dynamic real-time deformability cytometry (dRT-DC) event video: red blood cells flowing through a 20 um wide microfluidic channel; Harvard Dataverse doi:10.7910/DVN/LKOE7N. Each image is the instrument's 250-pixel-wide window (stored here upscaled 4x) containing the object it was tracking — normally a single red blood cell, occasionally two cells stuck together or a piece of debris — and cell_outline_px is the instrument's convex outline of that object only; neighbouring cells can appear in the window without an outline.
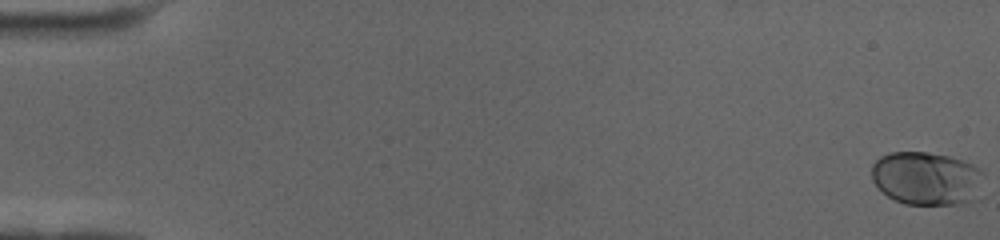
{"species": "human", "species_latin": "Homo sapiens", "temperature_condition": "cold", "stored_images_in_passage": 60, "camera_frame_rate_fps": 3000, "um_per_image_px": 0.085, "donor": {"sex": "female"}, "frame": {"image": 1, "passage_image": 1, "time_ms": 0.0, "image_size_px": [1000, 240], "cell_outline_px": [[984, 172], [980, 200], [964, 204], [904, 204], [888, 196], [872, 180], [872, 164], [880, 156], [888, 152], [928, 152], [948, 156], [964, 160], [980, 168]], "centroid_in_image_um": [78.84, 15.17], "position_along_channel_um": 6.2, "area_um2": 35.55}}
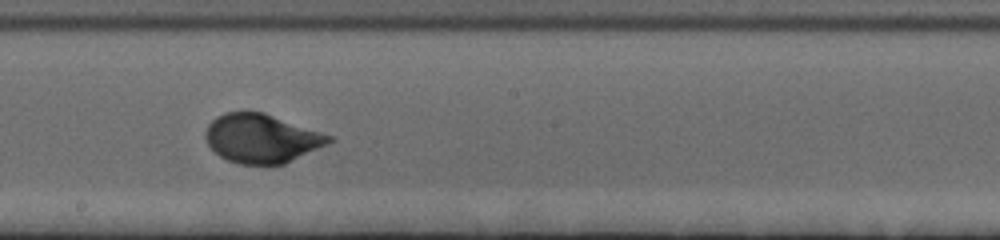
{"frame": {"image": 2, "passage_image": 35, "time_ms": 11.333, "image_size_px": [1000, 240], "cell_outline_px": [[336, 140], [328, 144], [284, 164], [240, 164], [228, 160], [220, 156], [208, 144], [204, 136], [204, 132], [208, 124], [216, 116], [224, 112], [264, 112], [336, 136]], "centroid_in_image_um": [22.28, 11.75], "position_along_channel_um": 225.9, "area_um2": 35.43}}
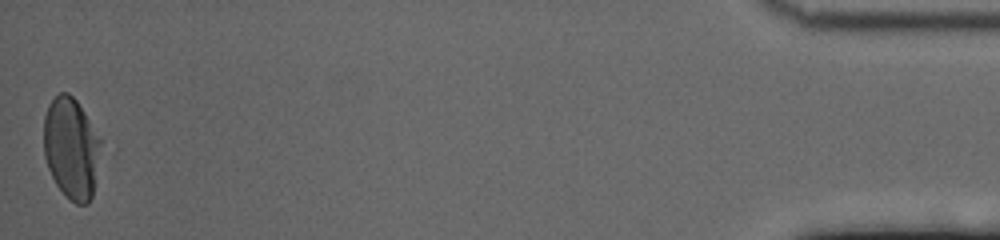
{"frame": {"image": 3, "passage_image": 60, "time_ms": 19.667, "image_size_px": [1000, 240], "cell_outline_px": [[100, 140], [92, 196], [88, 204], [76, 204], [56, 184], [48, 168], [44, 156], [44, 116], [48, 104], [60, 92], [68, 92], [76, 100]], "centroid_in_image_um": [6.01, 12.57], "position_along_channel_um": 429.2, "area_um2": 32.71}, "authors_computed_cell_mechanics": {"area_um2": 33.6396, "velocity_mm_per_s": 3.4623, "shape_relaxation_time_tau1_ms": 3.4054, "shape_relaxation_time_tau2_ms": null, "deformation_change_tau1": 0.1439, "deformation_change_tau2": null}}